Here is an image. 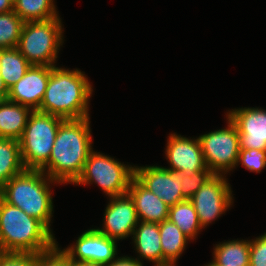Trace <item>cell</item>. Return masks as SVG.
<instances>
[{
  "label": "cell",
  "mask_w": 266,
  "mask_h": 266,
  "mask_svg": "<svg viewBox=\"0 0 266 266\" xmlns=\"http://www.w3.org/2000/svg\"><path fill=\"white\" fill-rule=\"evenodd\" d=\"M71 266H105L104 264L90 263V262H72Z\"/></svg>",
  "instance_id": "836d02e7"
},
{
  "label": "cell",
  "mask_w": 266,
  "mask_h": 266,
  "mask_svg": "<svg viewBox=\"0 0 266 266\" xmlns=\"http://www.w3.org/2000/svg\"><path fill=\"white\" fill-rule=\"evenodd\" d=\"M154 266H175V263L167 262L159 265H154Z\"/></svg>",
  "instance_id": "e575fe53"
},
{
  "label": "cell",
  "mask_w": 266,
  "mask_h": 266,
  "mask_svg": "<svg viewBox=\"0 0 266 266\" xmlns=\"http://www.w3.org/2000/svg\"><path fill=\"white\" fill-rule=\"evenodd\" d=\"M228 119V128L198 137L206 167L214 174L227 173L237 165L240 142L236 125Z\"/></svg>",
  "instance_id": "ba28073f"
},
{
  "label": "cell",
  "mask_w": 266,
  "mask_h": 266,
  "mask_svg": "<svg viewBox=\"0 0 266 266\" xmlns=\"http://www.w3.org/2000/svg\"><path fill=\"white\" fill-rule=\"evenodd\" d=\"M138 221V226L133 232L135 250L141 258H145L154 264H163V251L159 233V223ZM138 227V228H137Z\"/></svg>",
  "instance_id": "e0dca14e"
},
{
  "label": "cell",
  "mask_w": 266,
  "mask_h": 266,
  "mask_svg": "<svg viewBox=\"0 0 266 266\" xmlns=\"http://www.w3.org/2000/svg\"><path fill=\"white\" fill-rule=\"evenodd\" d=\"M61 18L24 22L18 50L36 66H55L63 42Z\"/></svg>",
  "instance_id": "8992f818"
},
{
  "label": "cell",
  "mask_w": 266,
  "mask_h": 266,
  "mask_svg": "<svg viewBox=\"0 0 266 266\" xmlns=\"http://www.w3.org/2000/svg\"><path fill=\"white\" fill-rule=\"evenodd\" d=\"M6 100V98L0 94V105Z\"/></svg>",
  "instance_id": "d590c367"
},
{
  "label": "cell",
  "mask_w": 266,
  "mask_h": 266,
  "mask_svg": "<svg viewBox=\"0 0 266 266\" xmlns=\"http://www.w3.org/2000/svg\"><path fill=\"white\" fill-rule=\"evenodd\" d=\"M163 263H176L184 251L189 238L171 221L164 220L159 223Z\"/></svg>",
  "instance_id": "44dd1931"
},
{
  "label": "cell",
  "mask_w": 266,
  "mask_h": 266,
  "mask_svg": "<svg viewBox=\"0 0 266 266\" xmlns=\"http://www.w3.org/2000/svg\"><path fill=\"white\" fill-rule=\"evenodd\" d=\"M214 173L211 170H199L190 177L181 173V192L185 200H190L196 191L204 185Z\"/></svg>",
  "instance_id": "484cf974"
},
{
  "label": "cell",
  "mask_w": 266,
  "mask_h": 266,
  "mask_svg": "<svg viewBox=\"0 0 266 266\" xmlns=\"http://www.w3.org/2000/svg\"><path fill=\"white\" fill-rule=\"evenodd\" d=\"M89 117L65 119L57 130L48 163L41 169L57 183H74L92 151ZM47 169V173L45 172Z\"/></svg>",
  "instance_id": "6da1fadb"
},
{
  "label": "cell",
  "mask_w": 266,
  "mask_h": 266,
  "mask_svg": "<svg viewBox=\"0 0 266 266\" xmlns=\"http://www.w3.org/2000/svg\"><path fill=\"white\" fill-rule=\"evenodd\" d=\"M24 170L19 141L0 138V189Z\"/></svg>",
  "instance_id": "ffe728a7"
},
{
  "label": "cell",
  "mask_w": 266,
  "mask_h": 266,
  "mask_svg": "<svg viewBox=\"0 0 266 266\" xmlns=\"http://www.w3.org/2000/svg\"><path fill=\"white\" fill-rule=\"evenodd\" d=\"M166 156L171 165V168L167 169L189 177L196 171L210 170L206 167L198 138L194 140L171 134L166 147Z\"/></svg>",
  "instance_id": "4fadbf2b"
},
{
  "label": "cell",
  "mask_w": 266,
  "mask_h": 266,
  "mask_svg": "<svg viewBox=\"0 0 266 266\" xmlns=\"http://www.w3.org/2000/svg\"><path fill=\"white\" fill-rule=\"evenodd\" d=\"M32 110L6 99L0 105V138L19 140Z\"/></svg>",
  "instance_id": "ac0fdd59"
},
{
  "label": "cell",
  "mask_w": 266,
  "mask_h": 266,
  "mask_svg": "<svg viewBox=\"0 0 266 266\" xmlns=\"http://www.w3.org/2000/svg\"><path fill=\"white\" fill-rule=\"evenodd\" d=\"M31 67L18 48L0 49V76L9 89L17 83Z\"/></svg>",
  "instance_id": "7402d4cb"
},
{
  "label": "cell",
  "mask_w": 266,
  "mask_h": 266,
  "mask_svg": "<svg viewBox=\"0 0 266 266\" xmlns=\"http://www.w3.org/2000/svg\"><path fill=\"white\" fill-rule=\"evenodd\" d=\"M134 176V166H125L114 158L92 150L74 183L85 185L95 182L109 197H114L127 194Z\"/></svg>",
  "instance_id": "52a82bcc"
},
{
  "label": "cell",
  "mask_w": 266,
  "mask_h": 266,
  "mask_svg": "<svg viewBox=\"0 0 266 266\" xmlns=\"http://www.w3.org/2000/svg\"><path fill=\"white\" fill-rule=\"evenodd\" d=\"M116 241L100 233L97 229H89L78 237L76 245L61 251L72 262H90L106 265L116 259Z\"/></svg>",
  "instance_id": "30bf717a"
},
{
  "label": "cell",
  "mask_w": 266,
  "mask_h": 266,
  "mask_svg": "<svg viewBox=\"0 0 266 266\" xmlns=\"http://www.w3.org/2000/svg\"><path fill=\"white\" fill-rule=\"evenodd\" d=\"M227 117L236 125L240 149L266 150V110L241 108L229 111Z\"/></svg>",
  "instance_id": "5bb4252c"
},
{
  "label": "cell",
  "mask_w": 266,
  "mask_h": 266,
  "mask_svg": "<svg viewBox=\"0 0 266 266\" xmlns=\"http://www.w3.org/2000/svg\"><path fill=\"white\" fill-rule=\"evenodd\" d=\"M213 253L215 266H250V240L219 243Z\"/></svg>",
  "instance_id": "d6986e66"
},
{
  "label": "cell",
  "mask_w": 266,
  "mask_h": 266,
  "mask_svg": "<svg viewBox=\"0 0 266 266\" xmlns=\"http://www.w3.org/2000/svg\"><path fill=\"white\" fill-rule=\"evenodd\" d=\"M205 266H215L212 262Z\"/></svg>",
  "instance_id": "8d00e7d4"
},
{
  "label": "cell",
  "mask_w": 266,
  "mask_h": 266,
  "mask_svg": "<svg viewBox=\"0 0 266 266\" xmlns=\"http://www.w3.org/2000/svg\"><path fill=\"white\" fill-rule=\"evenodd\" d=\"M49 181L57 182L41 170L25 169L0 189V196L7 203L41 221L51 231L53 201Z\"/></svg>",
  "instance_id": "277c9868"
},
{
  "label": "cell",
  "mask_w": 266,
  "mask_h": 266,
  "mask_svg": "<svg viewBox=\"0 0 266 266\" xmlns=\"http://www.w3.org/2000/svg\"><path fill=\"white\" fill-rule=\"evenodd\" d=\"M135 177L169 207L185 201L181 173L160 166L135 167Z\"/></svg>",
  "instance_id": "8fae6325"
},
{
  "label": "cell",
  "mask_w": 266,
  "mask_h": 266,
  "mask_svg": "<svg viewBox=\"0 0 266 266\" xmlns=\"http://www.w3.org/2000/svg\"><path fill=\"white\" fill-rule=\"evenodd\" d=\"M51 72L50 66L31 65L25 75L9 88L7 99L30 108L39 110Z\"/></svg>",
  "instance_id": "9a60e30c"
},
{
  "label": "cell",
  "mask_w": 266,
  "mask_h": 266,
  "mask_svg": "<svg viewBox=\"0 0 266 266\" xmlns=\"http://www.w3.org/2000/svg\"><path fill=\"white\" fill-rule=\"evenodd\" d=\"M250 266H266V233L250 241Z\"/></svg>",
  "instance_id": "f546056e"
},
{
  "label": "cell",
  "mask_w": 266,
  "mask_h": 266,
  "mask_svg": "<svg viewBox=\"0 0 266 266\" xmlns=\"http://www.w3.org/2000/svg\"><path fill=\"white\" fill-rule=\"evenodd\" d=\"M0 94H2L6 99H7L8 94H9V89L5 85L1 76H0Z\"/></svg>",
  "instance_id": "d6a6232c"
},
{
  "label": "cell",
  "mask_w": 266,
  "mask_h": 266,
  "mask_svg": "<svg viewBox=\"0 0 266 266\" xmlns=\"http://www.w3.org/2000/svg\"><path fill=\"white\" fill-rule=\"evenodd\" d=\"M36 266H71V261L56 245L48 252L37 254Z\"/></svg>",
  "instance_id": "f1b7e54d"
},
{
  "label": "cell",
  "mask_w": 266,
  "mask_h": 266,
  "mask_svg": "<svg viewBox=\"0 0 266 266\" xmlns=\"http://www.w3.org/2000/svg\"><path fill=\"white\" fill-rule=\"evenodd\" d=\"M105 266H143L139 258H130V257H119L112 260L110 263Z\"/></svg>",
  "instance_id": "4dcf8cb0"
},
{
  "label": "cell",
  "mask_w": 266,
  "mask_h": 266,
  "mask_svg": "<svg viewBox=\"0 0 266 266\" xmlns=\"http://www.w3.org/2000/svg\"><path fill=\"white\" fill-rule=\"evenodd\" d=\"M56 245L52 232L41 221L0 196V251L42 254Z\"/></svg>",
  "instance_id": "3957f363"
},
{
  "label": "cell",
  "mask_w": 266,
  "mask_h": 266,
  "mask_svg": "<svg viewBox=\"0 0 266 266\" xmlns=\"http://www.w3.org/2000/svg\"><path fill=\"white\" fill-rule=\"evenodd\" d=\"M54 0H14L13 11L24 21L59 18Z\"/></svg>",
  "instance_id": "cb8c5ba5"
},
{
  "label": "cell",
  "mask_w": 266,
  "mask_h": 266,
  "mask_svg": "<svg viewBox=\"0 0 266 266\" xmlns=\"http://www.w3.org/2000/svg\"><path fill=\"white\" fill-rule=\"evenodd\" d=\"M110 201L105 209L104 227L97 230L109 238L123 240L138 226L135 203L128 193L110 197Z\"/></svg>",
  "instance_id": "7c38bea8"
},
{
  "label": "cell",
  "mask_w": 266,
  "mask_h": 266,
  "mask_svg": "<svg viewBox=\"0 0 266 266\" xmlns=\"http://www.w3.org/2000/svg\"><path fill=\"white\" fill-rule=\"evenodd\" d=\"M239 162L247 170L259 173L266 167V150L240 149L237 164Z\"/></svg>",
  "instance_id": "4316f807"
},
{
  "label": "cell",
  "mask_w": 266,
  "mask_h": 266,
  "mask_svg": "<svg viewBox=\"0 0 266 266\" xmlns=\"http://www.w3.org/2000/svg\"><path fill=\"white\" fill-rule=\"evenodd\" d=\"M14 0H0V13H7L13 10Z\"/></svg>",
  "instance_id": "1f68e13d"
},
{
  "label": "cell",
  "mask_w": 266,
  "mask_h": 266,
  "mask_svg": "<svg viewBox=\"0 0 266 266\" xmlns=\"http://www.w3.org/2000/svg\"><path fill=\"white\" fill-rule=\"evenodd\" d=\"M92 91L87 77L80 70L53 66L38 111L63 119L89 117L88 101Z\"/></svg>",
  "instance_id": "7a4b0ae2"
},
{
  "label": "cell",
  "mask_w": 266,
  "mask_h": 266,
  "mask_svg": "<svg viewBox=\"0 0 266 266\" xmlns=\"http://www.w3.org/2000/svg\"><path fill=\"white\" fill-rule=\"evenodd\" d=\"M37 254L0 251V266H36Z\"/></svg>",
  "instance_id": "83f0119b"
},
{
  "label": "cell",
  "mask_w": 266,
  "mask_h": 266,
  "mask_svg": "<svg viewBox=\"0 0 266 266\" xmlns=\"http://www.w3.org/2000/svg\"><path fill=\"white\" fill-rule=\"evenodd\" d=\"M64 120L38 110L31 112L18 140L25 169L41 170L48 163L57 130Z\"/></svg>",
  "instance_id": "5b68a950"
},
{
  "label": "cell",
  "mask_w": 266,
  "mask_h": 266,
  "mask_svg": "<svg viewBox=\"0 0 266 266\" xmlns=\"http://www.w3.org/2000/svg\"><path fill=\"white\" fill-rule=\"evenodd\" d=\"M135 203L139 221L161 223L168 220L169 206L147 189L135 176L127 192Z\"/></svg>",
  "instance_id": "2e32d148"
},
{
  "label": "cell",
  "mask_w": 266,
  "mask_h": 266,
  "mask_svg": "<svg viewBox=\"0 0 266 266\" xmlns=\"http://www.w3.org/2000/svg\"><path fill=\"white\" fill-rule=\"evenodd\" d=\"M168 220L174 223L190 240L194 239L202 229L194 205L190 200L169 207Z\"/></svg>",
  "instance_id": "603a6c76"
},
{
  "label": "cell",
  "mask_w": 266,
  "mask_h": 266,
  "mask_svg": "<svg viewBox=\"0 0 266 266\" xmlns=\"http://www.w3.org/2000/svg\"><path fill=\"white\" fill-rule=\"evenodd\" d=\"M229 185L222 174H213L190 199L202 228L230 207L233 198Z\"/></svg>",
  "instance_id": "9c48e42d"
},
{
  "label": "cell",
  "mask_w": 266,
  "mask_h": 266,
  "mask_svg": "<svg viewBox=\"0 0 266 266\" xmlns=\"http://www.w3.org/2000/svg\"><path fill=\"white\" fill-rule=\"evenodd\" d=\"M24 21L12 10L0 13V49L16 48Z\"/></svg>",
  "instance_id": "d4e9b609"
}]
</instances>
